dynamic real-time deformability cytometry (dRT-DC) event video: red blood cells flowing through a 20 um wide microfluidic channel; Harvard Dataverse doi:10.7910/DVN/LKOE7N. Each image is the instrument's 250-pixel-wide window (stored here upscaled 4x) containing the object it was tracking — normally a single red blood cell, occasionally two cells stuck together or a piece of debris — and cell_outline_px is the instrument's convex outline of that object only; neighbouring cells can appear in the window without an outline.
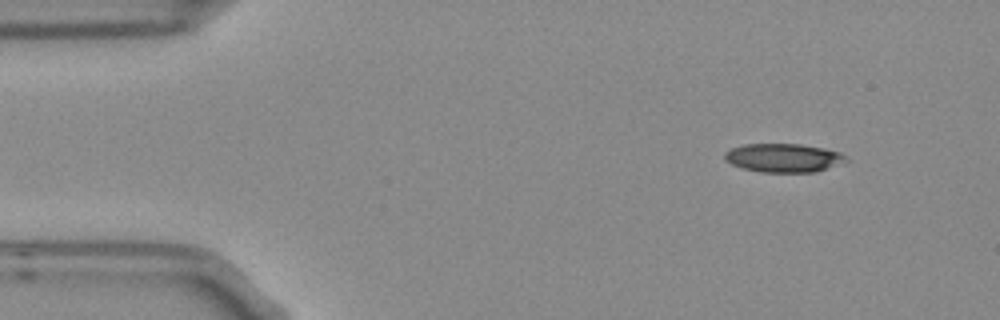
{"species": "Egyptian fruit bat (a non-hibernating species)", "species_latin": "Rousettus aegyptiacus", "temperature_condition": "room temperature", "stored_images_in_passage": 9, "camera_frame_rate_fps": 3000, "um_per_image_px": 0.085, "frame": {"image": 1, "passage_image": 1, "time_ms": 0.0, "image_size_px": [1000, 320], "cell_outline_px": [[848, 160], [816, 172], [760, 172], [744, 168], [732, 164], [724, 160], [724, 152], [732, 148], [744, 144], [800, 144], [824, 148], [840, 152], [848, 156]], "centroid_in_image_um": [66.59, 13.41], "position_along_channel_um": 18.4, "area_um2": 20.23}}
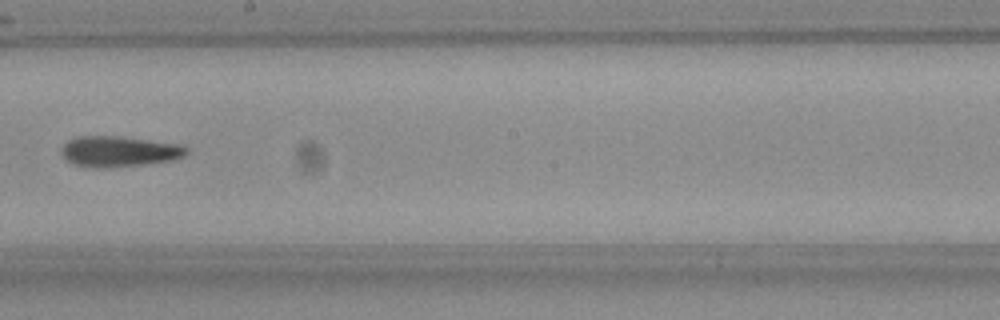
{"frame": {"image": 2, "passage_image": 8, "time_ms": 2.333, "image_size_px": [1000, 320], "cell_outline_px": [[188, 152], [184, 156], [172, 160], [140, 164], [104, 168], [96, 168], [72, 164], [60, 152], [60, 148], [68, 140], [80, 136], [116, 136], [180, 144], [188, 148]], "centroid_in_image_um": [10.09, 12.87], "position_along_channel_um": 238.1, "area_um2": 22.14}}
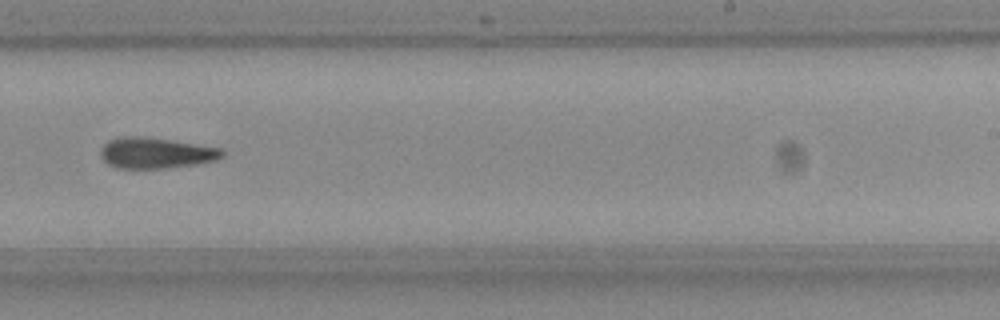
{"frame": {"image": 3, "passage_image": 9, "time_ms": 2.667, "image_size_px": [1000, 320], "cell_outline_px": [[224, 156], [216, 160], [192, 164], [164, 168], [120, 168], [108, 164], [100, 156], [100, 148], [108, 140], [120, 136], [140, 136], [168, 140], [220, 148], [224, 152]], "centroid_in_image_um": [13.19, 12.99], "position_along_channel_um": 275.8, "area_um2": 21.56}}